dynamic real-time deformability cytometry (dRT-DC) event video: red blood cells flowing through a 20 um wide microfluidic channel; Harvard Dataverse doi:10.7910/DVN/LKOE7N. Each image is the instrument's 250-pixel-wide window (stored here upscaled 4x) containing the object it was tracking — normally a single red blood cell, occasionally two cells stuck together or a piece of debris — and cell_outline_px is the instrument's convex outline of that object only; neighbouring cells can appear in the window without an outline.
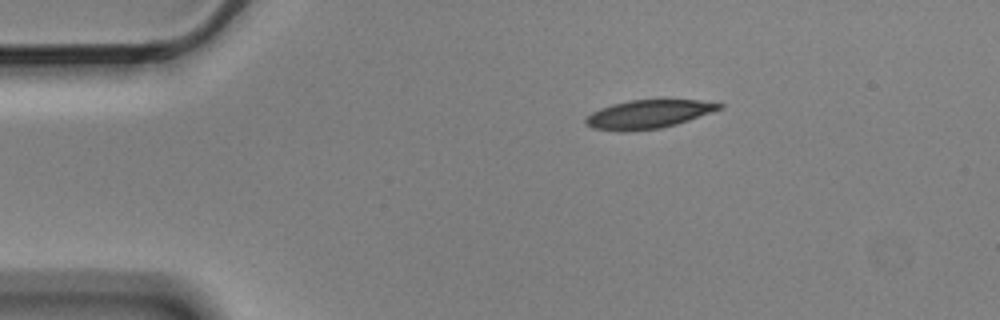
{"species": "Egyptian fruit bat (a non-hibernating species)", "species_latin": "Rousettus aegyptiacus", "temperature_condition": "cold", "stored_images_in_passage": 3, "camera_frame_rate_fps": 3000, "um_per_image_px": 0.085, "animal": {"sex": "male"}, "frame": {"image": 1, "passage_image": 1, "time_ms": 0.0, "image_size_px": [1000, 320], "cell_outline_px": [[724, 108], [676, 124], [660, 128], [620, 132], [592, 128], [584, 120], [592, 112], [600, 108], [612, 104], [628, 100], [700, 100], [724, 104]], "centroid_in_image_um": [55.11, 9.7], "position_along_channel_um": 29.9, "area_um2": 22.08}}